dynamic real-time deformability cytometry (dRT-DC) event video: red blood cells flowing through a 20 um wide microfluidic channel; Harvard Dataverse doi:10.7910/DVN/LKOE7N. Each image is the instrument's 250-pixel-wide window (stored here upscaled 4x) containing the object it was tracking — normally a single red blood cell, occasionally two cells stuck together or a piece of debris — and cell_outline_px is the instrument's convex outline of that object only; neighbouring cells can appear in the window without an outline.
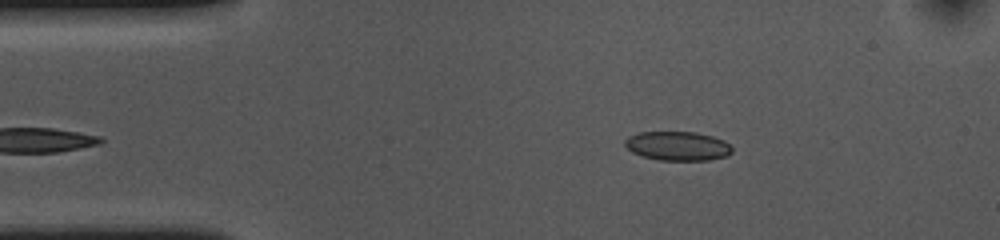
{"species": "common noctule bat (a hibernating species)", "species_latin": "Nyctalus noctula", "temperature_condition": "cold", "stored_images_in_passage": 47, "camera_frame_rate_fps": 3000, "um_per_image_px": 0.085, "animal": {"sex": "female", "body_mass_g": 10.0, "forearm_length_mm": 53.1}, "frame": {"image": 1, "passage_image": 2, "time_ms": 0.333, "image_size_px": [1000, 240], "cell_outline_px": [[732, 152], [728, 156], [708, 160], [660, 160], [644, 156], [632, 152], [624, 144], [624, 140], [628, 136], [640, 132], [696, 132], [712, 136], [724, 140], [732, 148]], "centroid_in_image_um": [57.61, 12.4], "position_along_channel_um": 27.4, "area_um2": 18.15}}
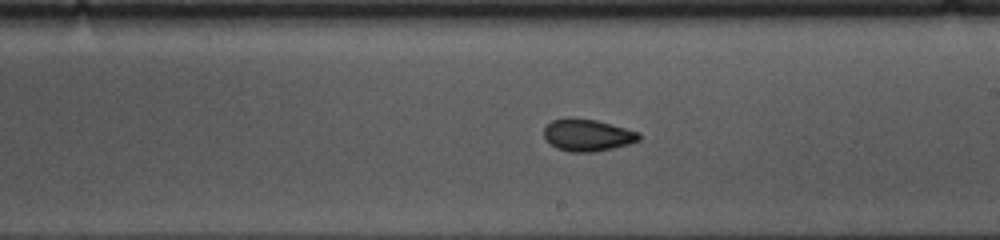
{"frame": {"image": 2, "passage_image": 23, "time_ms": 7.333, "image_size_px": [1000, 240], "cell_outline_px": [[640, 140], [628, 144], [612, 148], [592, 152], [572, 152], [556, 148], [544, 140], [544, 128], [552, 120], [596, 120], [640, 132]], "centroid_in_image_um": [49.94, 11.52], "position_along_channel_um": 239.1, "area_um2": 17.28}}
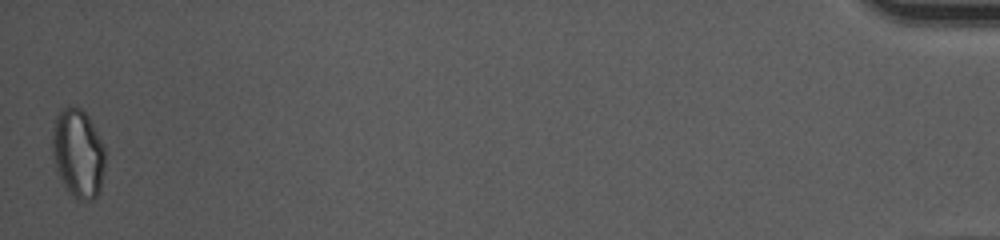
{"frame": {"image": 3, "passage_image": 47, "time_ms": 15.333, "image_size_px": [1000, 240], "cell_outline_px": [[104, 172], [100, 192], [92, 200], [80, 200], [72, 196], [64, 184], [56, 168], [52, 152], [52, 132], [56, 116], [60, 108], [68, 104], [80, 108], [88, 116], [104, 148]], "centroid_in_image_um": [6.62, 13.01], "position_along_channel_um": 428.6, "area_um2": 27.28}, "authors_computed_cell_mechanics": {"area_um2": 18.1492, "velocity_mm_per_s": 3.622, "shape_relaxation_time_tau1_ms": 9.3673, "shape_relaxation_time_tau2_ms": 2.316, "deformation_change_tau1": 0.1516, "deformation_change_tau2": 0.0655}}